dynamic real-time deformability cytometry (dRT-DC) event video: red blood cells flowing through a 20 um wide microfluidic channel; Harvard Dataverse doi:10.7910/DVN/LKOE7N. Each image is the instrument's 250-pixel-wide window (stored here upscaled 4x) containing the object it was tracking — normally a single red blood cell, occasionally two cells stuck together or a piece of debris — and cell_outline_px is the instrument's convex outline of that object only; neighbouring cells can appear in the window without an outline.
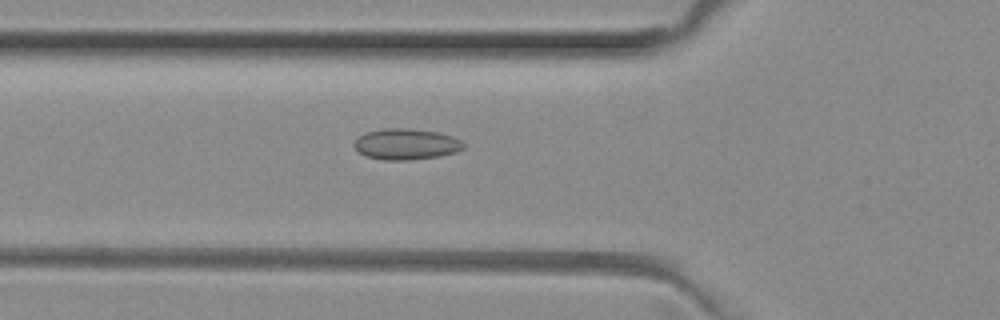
{"species": "common noctule bat (a hibernating species)", "species_latin": "Nyctalus noctula", "temperature_condition": "room temperature", "stored_images_in_passage": 35, "camera_frame_rate_fps": 3000, "um_per_image_px": 0.085, "animal": {"sex": "female", "body_mass_g": 29.2, "forearm_length_mm": 56.3}, "frame": {"image": 1, "passage_image": 2, "time_ms": 0.333, "image_size_px": [1000, 320], "cell_outline_px": [[464, 148], [456, 152], [440, 156], [408, 160], [384, 160], [364, 156], [352, 144], [364, 132], [380, 128], [408, 128], [436, 132], [452, 136], [460, 140], [464, 144]], "centroid_in_image_um": [34.5, 12.25], "position_along_channel_um": 91.3, "area_um2": 19.83}}
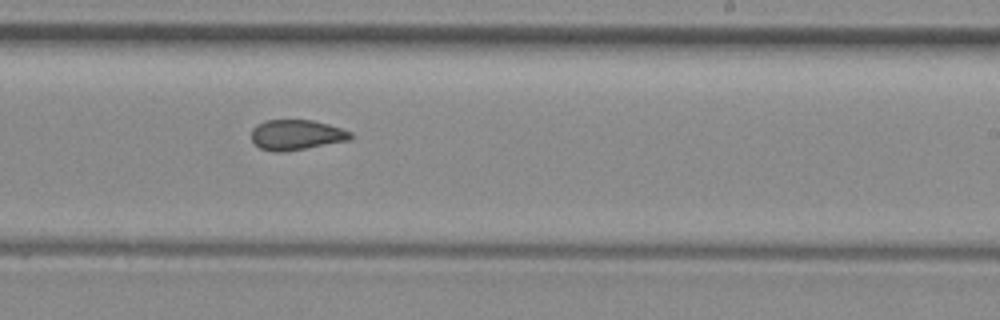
{"frame": {"image": 2, "passage_image": 15, "time_ms": 4.667, "image_size_px": [1000, 320], "cell_outline_px": [[352, 136], [348, 140], [284, 152], [272, 152], [260, 148], [252, 140], [252, 128], [256, 124], [264, 120], [312, 120], [328, 124], [352, 132]], "centroid_in_image_um": [25.15, 11.46], "position_along_channel_um": 263.9, "area_um2": 17.4}}
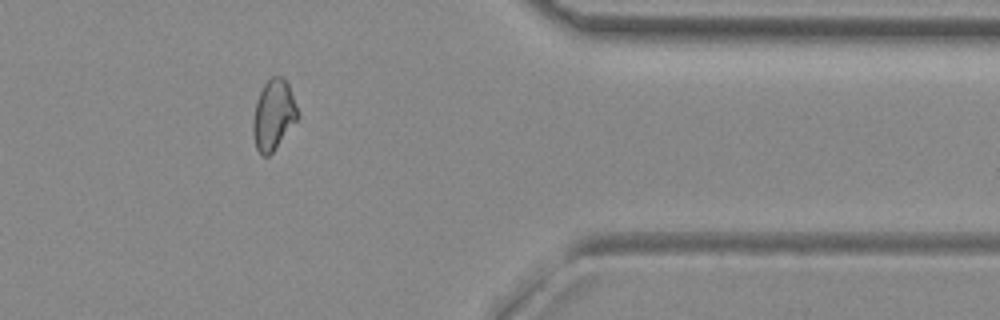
{"frame": {"image": 3, "passage_image": 26, "time_ms": 8.333, "image_size_px": [1000, 320], "cell_outline_px": [[300, 116], [272, 152], [268, 156], [260, 156], [256, 148], [252, 132], [252, 120], [256, 100], [264, 84], [272, 76], [280, 76], [288, 84]], "centroid_in_image_um": [23.22, 9.78], "position_along_channel_um": 388.2, "area_um2": 18.21}}